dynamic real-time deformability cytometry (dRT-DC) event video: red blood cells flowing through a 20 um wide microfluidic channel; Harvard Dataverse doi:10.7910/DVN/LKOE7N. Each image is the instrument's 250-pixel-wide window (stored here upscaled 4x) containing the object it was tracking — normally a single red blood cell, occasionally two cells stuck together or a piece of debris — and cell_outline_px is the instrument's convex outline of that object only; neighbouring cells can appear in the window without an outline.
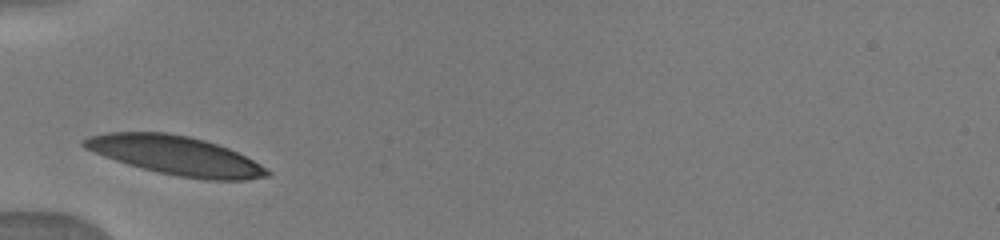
{"species": "human", "species_latin": "Homo sapiens", "temperature_condition": "warm", "stored_images_in_passage": 16, "camera_frame_rate_fps": 3000, "um_per_image_px": 0.085, "donor": {"sex": "male"}, "frame": {"image": 1, "passage_image": 1, "time_ms": 0.0, "image_size_px": [1000, 240], "cell_outline_px": [[272, 172], [268, 176], [248, 180], [208, 180], [180, 176], [140, 168], [104, 156], [84, 148], [80, 144], [80, 140], [88, 136], [108, 132], [164, 132], [188, 136], [204, 140], [228, 148], [260, 164]], "centroid_in_image_um": [14.9, 13.21], "position_along_channel_um": 70.1, "area_um2": 41.27}}